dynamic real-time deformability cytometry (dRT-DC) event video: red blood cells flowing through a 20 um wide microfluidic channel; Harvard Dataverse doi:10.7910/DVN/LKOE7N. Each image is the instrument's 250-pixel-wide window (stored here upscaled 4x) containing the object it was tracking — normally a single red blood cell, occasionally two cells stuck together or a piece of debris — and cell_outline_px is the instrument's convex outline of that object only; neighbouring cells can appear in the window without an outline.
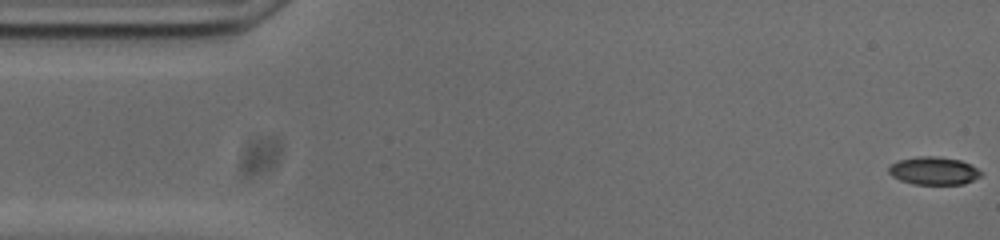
{"species": "common noctule bat (a hibernating species)", "species_latin": "Nyctalus noctula", "temperature_condition": "cold", "stored_images_in_passage": 54, "camera_frame_rate_fps": 3000, "um_per_image_px": 0.085, "animal": {"sex": "male", "body_mass_g": 20.0, "forearm_length_mm": 53.3}, "frame": {"image": 1, "passage_image": 1, "time_ms": 0.0, "image_size_px": [1000, 240], "cell_outline_px": [[984, 172], [980, 176], [964, 184], [912, 184], [900, 180], [892, 176], [888, 172], [888, 168], [896, 160], [920, 156], [936, 156], [960, 160]], "centroid_in_image_um": [79.34, 14.51], "position_along_channel_um": 5.7, "area_um2": 14.97}}
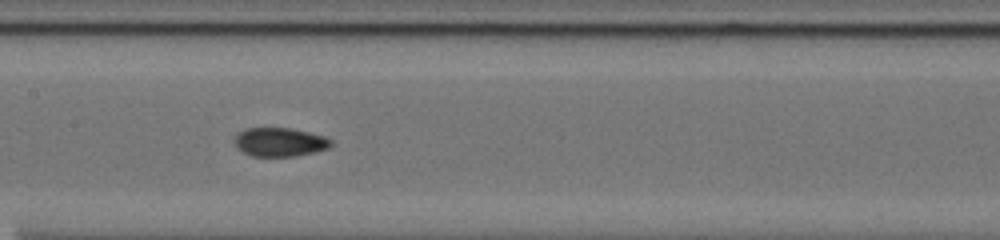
{"frame": {"image": 2, "passage_image": 25, "time_ms": 8.0, "image_size_px": [1000, 240], "cell_outline_px": [[332, 144], [328, 148], [316, 152], [296, 156], [252, 156], [236, 148], [232, 140], [236, 132], [244, 128], [288, 128], [308, 132], [324, 136], [332, 140]], "centroid_in_image_um": [23.72, 12.07], "position_along_channel_um": 183.7, "area_um2": 16.42}}
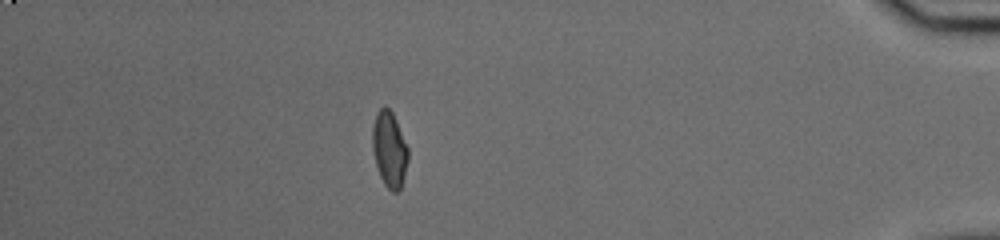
{"frame": {"image": 3, "passage_image": 47, "time_ms": 15.333, "image_size_px": [1000, 240], "cell_outline_px": [[408, 160], [400, 188], [396, 192], [392, 192], [384, 184], [380, 176], [376, 164], [372, 148], [372, 128], [376, 112], [384, 104], [392, 112], [396, 120], [408, 148]], "centroid_in_image_um": [33.08, 12.66], "position_along_channel_um": 402.1, "area_um2": 15.66}, "authors_computed_cell_mechanics": {"area_um2": 15.7794, "velocity_mm_per_s": 3.743, "shape_relaxation_time_tau1_ms": 5.8734, "shape_relaxation_time_tau2_ms": 1.7139, "deformation_change_tau1": 0.1704, "deformation_change_tau2": 0.0571}}